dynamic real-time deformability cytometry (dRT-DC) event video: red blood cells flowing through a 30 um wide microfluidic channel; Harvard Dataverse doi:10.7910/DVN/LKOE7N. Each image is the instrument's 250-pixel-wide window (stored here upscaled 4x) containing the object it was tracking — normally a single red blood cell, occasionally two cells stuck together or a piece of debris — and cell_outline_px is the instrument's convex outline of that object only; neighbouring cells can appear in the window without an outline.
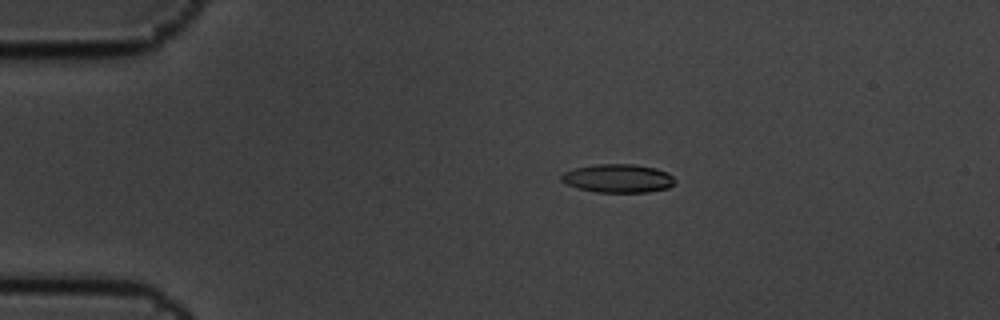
{"species": "common noctule bat (a hibernating species)", "species_latin": "Nyctalus noctula", "temperature_condition": "cold", "stored_images_in_passage": 5, "camera_frame_rate_fps": 3000, "um_per_image_px": 0.085, "animal": {"sex": "male", "body_mass_g": 19.5, "forearm_length_mm": 54.6}, "frame": {"image": 1, "passage_image": 4, "time_ms": 1.0, "image_size_px": [1000, 320], "cell_outline_px": [[676, 180], [668, 188], [648, 192], [596, 192], [564, 184], [560, 180], [560, 176], [564, 172], [572, 168], [596, 164], [632, 164], [656, 168], [668, 172]], "centroid_in_image_um": [52.5, 15.15], "position_along_channel_um": 32.5, "area_um2": 18.96}}